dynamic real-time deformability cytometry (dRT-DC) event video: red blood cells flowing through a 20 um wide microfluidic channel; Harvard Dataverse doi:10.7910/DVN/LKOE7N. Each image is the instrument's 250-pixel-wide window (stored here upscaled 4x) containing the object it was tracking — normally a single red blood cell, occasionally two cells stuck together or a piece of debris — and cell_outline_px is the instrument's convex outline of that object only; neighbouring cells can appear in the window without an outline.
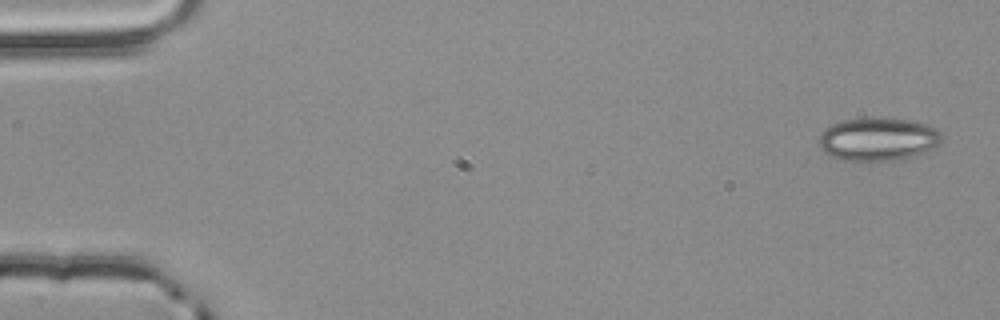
{"species": "common noctule bat (a hibernating species)", "species_latin": "Nyctalus noctula", "temperature_condition": "room temperature", "stored_images_in_passage": 53, "camera_frame_rate_fps": 3000, "um_per_image_px": 0.085, "animal": {"sex": "male", "body_mass_g": 20.4}, "frame": {"image": 1, "passage_image": 1, "time_ms": 0.0, "image_size_px": [1000, 320], "cell_outline_px": [[940, 140], [936, 148], [912, 156], [892, 160], [844, 160], [828, 156], [820, 148], [816, 140], [820, 132], [824, 128], [832, 124], [844, 120], [868, 116], [872, 116], [908, 120], [928, 124], [936, 128], [940, 132]], "centroid_in_image_um": [74.57, 11.8], "position_along_channel_um": 10.4, "area_um2": 31.33}}
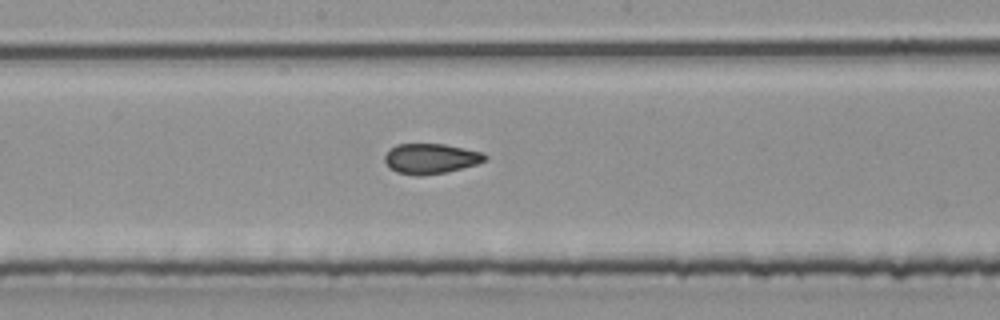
{"frame": {"image": 2, "passage_image": 28, "time_ms": 9.0, "image_size_px": [1000, 320], "cell_outline_px": [[488, 160], [476, 164], [444, 172], [420, 176], [416, 176], [396, 172], [384, 160], [384, 156], [396, 144], [444, 144], [484, 152], [488, 156]], "centroid_in_image_um": [36.65, 13.47], "position_along_channel_um": 211.6, "area_um2": 17.51}}
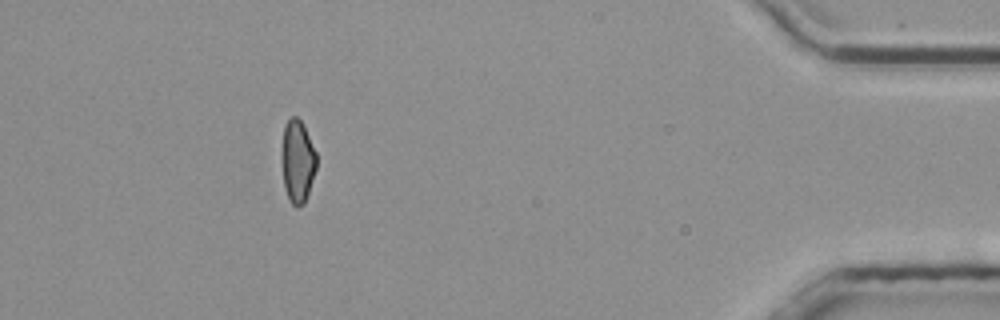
{"frame": {"image": 3, "passage_image": 48, "time_ms": 15.667, "image_size_px": [1000, 320], "cell_outline_px": [[316, 168], [304, 204], [300, 208], [296, 208], [292, 204], [284, 188], [280, 156], [280, 152], [284, 128], [288, 120], [292, 116], [296, 116], [300, 120], [316, 152]], "centroid_in_image_um": [25.25, 13.74], "position_along_channel_um": 409.9, "area_um2": 16.82}, "authors_computed_cell_mechanics": {"area_um2": 17.9758, "velocity_mm_per_s": 3.864, "shape_relaxation_time_tau1_ms": 9.2921, "shape_relaxation_time_tau2_ms": 2.1594, "deformation_change_tau1": 0.1549, "deformation_change_tau2": 0.0634}}